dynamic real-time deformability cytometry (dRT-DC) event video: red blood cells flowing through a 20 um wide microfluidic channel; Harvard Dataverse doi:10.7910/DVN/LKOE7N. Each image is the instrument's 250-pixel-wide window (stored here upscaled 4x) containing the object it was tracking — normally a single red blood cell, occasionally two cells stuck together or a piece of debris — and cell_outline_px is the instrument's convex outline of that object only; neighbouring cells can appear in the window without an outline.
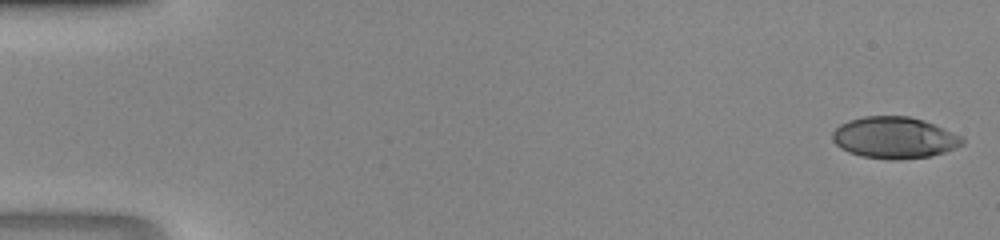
{"species": "human", "species_latin": "Homo sapiens", "temperature_condition": "room temperature", "stored_images_in_passage": 46, "camera_frame_rate_fps": 3000, "um_per_image_px": 0.085, "donor": {"sex": "male"}, "frame": {"image": 1, "passage_image": 1, "time_ms": 0.0, "image_size_px": [1000, 240], "cell_outline_px": [[964, 144], [944, 152], [928, 156], [864, 156], [848, 152], [836, 144], [832, 140], [832, 132], [840, 124], [864, 116], [908, 116], [932, 124], [960, 136], [964, 140]], "centroid_in_image_um": [75.98, 11.65], "position_along_channel_um": 9.0, "area_um2": 29.88}}
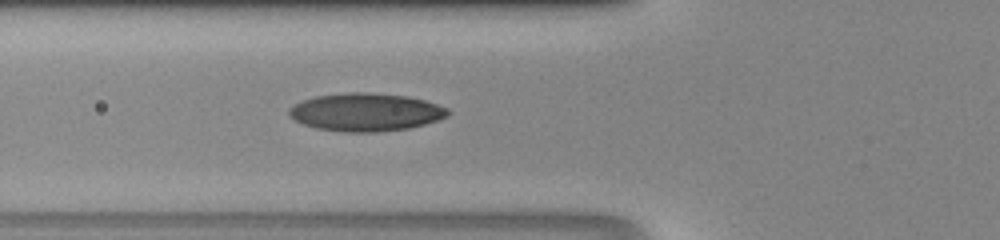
{"frame": {"image": 2, "passage_image": 18, "time_ms": 5.667, "image_size_px": [1000, 240], "cell_outline_px": [[448, 116], [424, 124], [408, 128], [376, 132], [340, 132], [316, 128], [304, 124], [288, 116], [288, 112], [296, 104], [304, 100], [316, 96], [348, 92], [368, 92], [408, 96], [424, 100], [448, 108]], "centroid_in_image_um": [31.09, 9.53], "position_along_channel_um": 94.7, "area_um2": 34.91}}
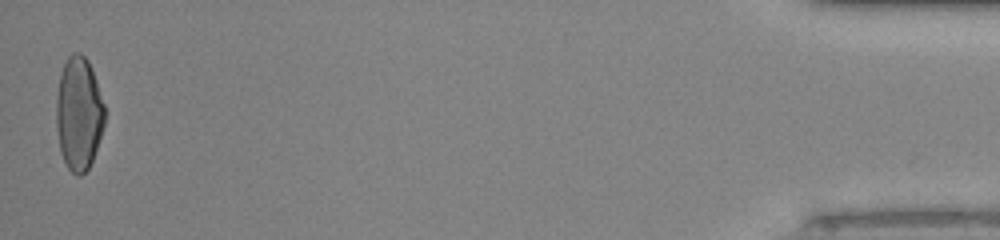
{"frame": {"image": 3, "passage_image": 46, "time_ms": 15.0, "image_size_px": [1000, 240], "cell_outline_px": [[104, 124], [92, 160], [88, 168], [80, 176], [76, 176], [68, 168], [60, 152], [56, 128], [56, 100], [60, 76], [64, 64], [68, 56], [72, 52], [80, 52], [88, 60], [92, 68], [104, 104]], "centroid_in_image_um": [6.68, 9.64], "position_along_channel_um": 428.5, "area_um2": 31.91}}